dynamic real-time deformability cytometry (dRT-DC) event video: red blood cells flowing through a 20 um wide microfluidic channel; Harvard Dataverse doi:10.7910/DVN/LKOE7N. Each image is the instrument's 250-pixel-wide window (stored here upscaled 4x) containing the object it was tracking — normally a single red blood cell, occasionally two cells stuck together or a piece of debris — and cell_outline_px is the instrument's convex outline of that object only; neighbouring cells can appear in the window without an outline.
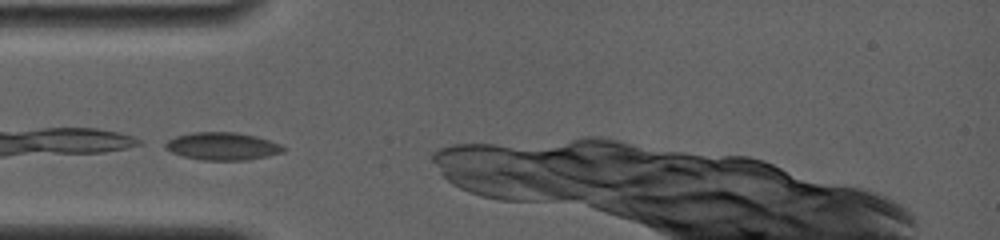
{"species": "common noctule bat (a hibernating species)", "species_latin": "Nyctalus noctula", "temperature_condition": "room temperature", "stored_images_in_passage": 4, "camera_frame_rate_fps": 4000, "um_per_image_px": 0.085, "animal": {"sex": "female", "body_mass_g": 19.0, "forearm_length_mm": 56.7}, "frame": {"image": 1, "passage_image": 1, "time_ms": 0.0, "image_size_px": [1000, 240], "cell_outline_px": [[288, 148], [284, 152], [268, 156], [244, 160], [204, 160], [184, 156], [172, 152], [164, 148], [160, 144], [176, 136], [192, 132], [236, 132], [256, 136], [280, 144]], "centroid_in_image_um": [18.9, 12.42], "position_along_channel_um": 66.1, "area_um2": 19.13}}